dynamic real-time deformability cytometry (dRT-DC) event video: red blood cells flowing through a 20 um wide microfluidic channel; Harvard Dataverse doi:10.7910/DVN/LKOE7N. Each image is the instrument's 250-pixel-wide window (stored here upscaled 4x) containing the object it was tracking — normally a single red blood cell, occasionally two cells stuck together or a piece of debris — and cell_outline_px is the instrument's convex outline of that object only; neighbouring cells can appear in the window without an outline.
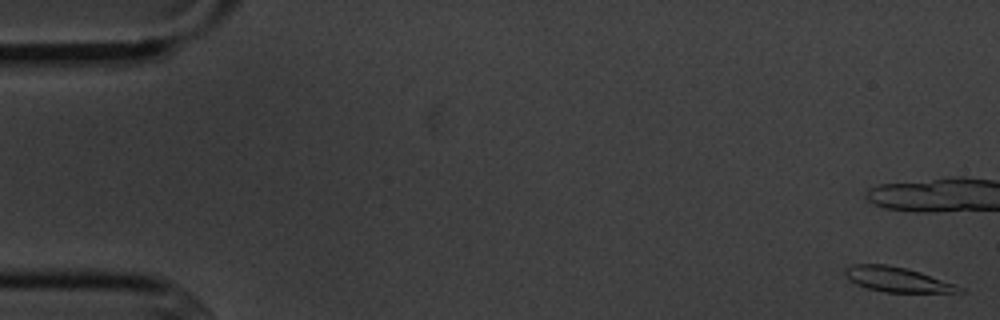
{"species": "common noctule bat (a hibernating species)", "species_latin": "Nyctalus noctula", "temperature_condition": "cold", "stored_images_in_passage": 6, "camera_frame_rate_fps": 3000, "um_per_image_px": 0.085, "animal": {"sex": "male", "body_mass_g": 20.1, "forearm_length_mm": 53.5}, "frame": {"image": 1, "passage_image": 1, "time_ms": 0.0, "image_size_px": [1000, 320], "cell_outline_px": [[964, 292], [884, 292], [868, 288], [856, 284], [848, 280], [844, 276], [844, 268], [852, 264], [884, 264], [904, 268], [920, 272], [956, 284], [964, 288]], "centroid_in_image_um": [76.23, 23.75], "position_along_channel_um": 8.8, "area_um2": 16.53}}